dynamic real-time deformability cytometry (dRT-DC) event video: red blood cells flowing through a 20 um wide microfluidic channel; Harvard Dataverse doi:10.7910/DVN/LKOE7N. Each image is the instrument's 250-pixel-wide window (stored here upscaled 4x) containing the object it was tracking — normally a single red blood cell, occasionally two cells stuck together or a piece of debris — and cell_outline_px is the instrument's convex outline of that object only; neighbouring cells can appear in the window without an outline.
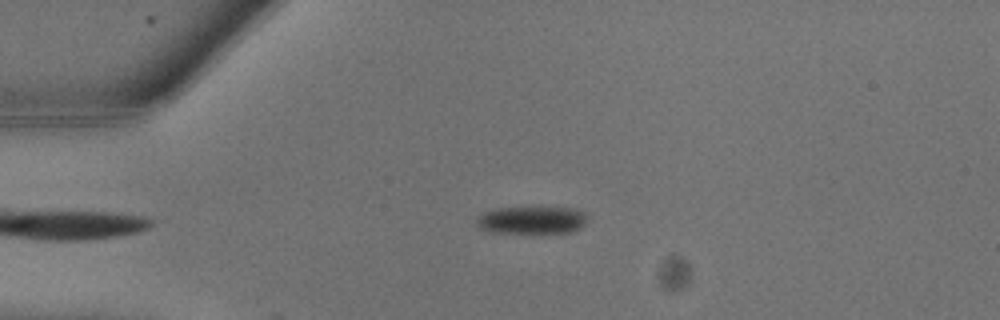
{"species": "common noctule bat (a hibernating species)", "species_latin": "Nyctalus noctula", "temperature_condition": "warm", "stored_images_in_passage": 24, "camera_frame_rate_fps": 3000, "um_per_image_px": 0.085, "animal": {"sex": "male", "body_mass_g": 13.3}, "frame": {"image": 1, "passage_image": 5, "time_ms": 1.333, "image_size_px": [1000, 320], "cell_outline_px": [[588, 216], [584, 224], [580, 228], [572, 232], [492, 232], [480, 228], [476, 224], [476, 220], [484, 212], [496, 208], [540, 204], [572, 208], [584, 212]], "centroid_in_image_um": [45.24, 18.64], "position_along_channel_um": 39.8, "area_um2": 18.55}}
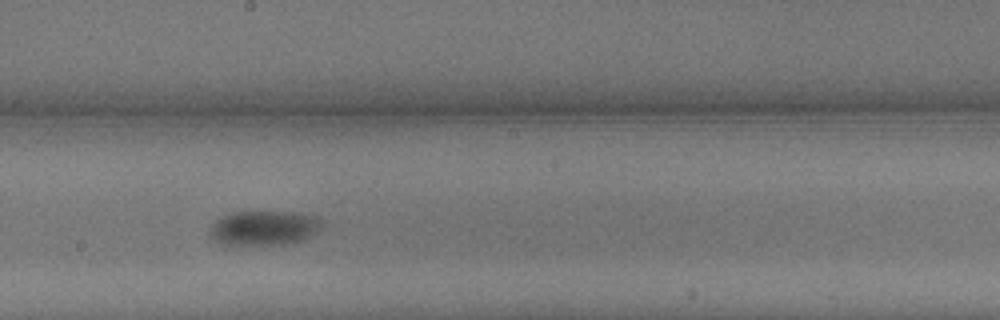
{"frame": {"image": 2, "passage_image": 13, "time_ms": 4.0, "image_size_px": [1000, 320], "cell_outline_px": [[320, 220], [316, 228], [308, 236], [300, 240], [284, 244], [220, 244], [208, 236], [208, 228], [216, 220], [232, 212], [288, 212], [312, 216]], "centroid_in_image_um": [22.27, 19.38], "position_along_channel_um": 225.9, "area_um2": 21.85}}
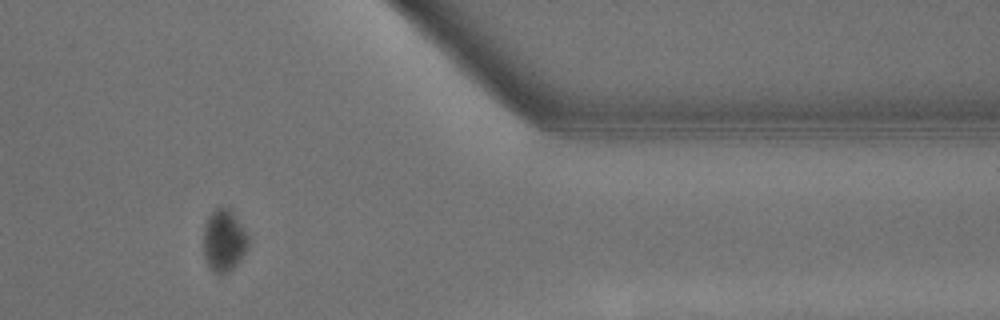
{"frame": {"image": 3, "passage_image": 20, "time_ms": 6.333, "image_size_px": [1000, 320], "cell_outline_px": [[248, 248], [240, 260], [228, 272], [216, 272], [208, 264], [204, 256], [204, 224], [208, 216], [216, 208], [228, 208], [240, 224], [248, 236]], "centroid_in_image_um": [19.03, 20.44], "position_along_channel_um": 392.4, "area_um2": 15.66}}